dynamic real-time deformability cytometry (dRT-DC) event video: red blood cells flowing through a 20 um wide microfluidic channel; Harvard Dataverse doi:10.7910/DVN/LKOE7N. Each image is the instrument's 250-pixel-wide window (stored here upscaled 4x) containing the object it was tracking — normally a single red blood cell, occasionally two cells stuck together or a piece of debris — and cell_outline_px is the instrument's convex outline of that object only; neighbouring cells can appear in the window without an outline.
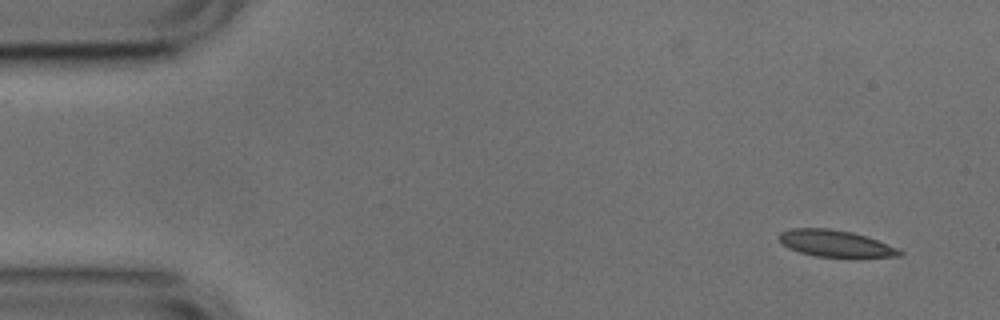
{"species": "common noctule bat (a hibernating species)", "species_latin": "Nyctalus noctula", "temperature_condition": "cold", "stored_images_in_passage": 51, "camera_frame_rate_fps": 3000, "um_per_image_px": 0.085, "animal": {"sex": "male", "body_mass_g": 17.9, "forearm_length_mm": 54.2}, "frame": {"image": 1, "passage_image": 1, "time_ms": 0.0, "image_size_px": [1000, 320], "cell_outline_px": [[904, 256], [856, 260], [816, 256], [800, 252], [784, 244], [776, 236], [780, 232], [792, 228], [828, 228], [852, 232], [876, 240], [896, 248], [904, 252]], "centroid_in_image_um": [71.1, 20.75], "position_along_channel_um": 13.9, "area_um2": 19.42}}
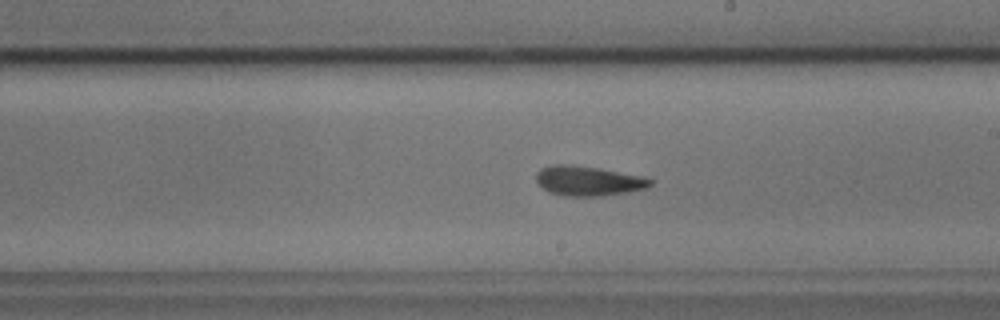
{"frame": {"image": 2, "passage_image": 27, "time_ms": 8.667, "image_size_px": [1000, 320], "cell_outline_px": [[652, 184], [648, 188], [628, 192], [600, 196], [564, 196], [548, 192], [536, 180], [536, 172], [540, 168], [552, 164], [572, 164], [600, 168], [640, 176], [652, 180]], "centroid_in_image_um": [49.97, 15.37], "position_along_channel_um": 239.0, "area_um2": 19.88}}
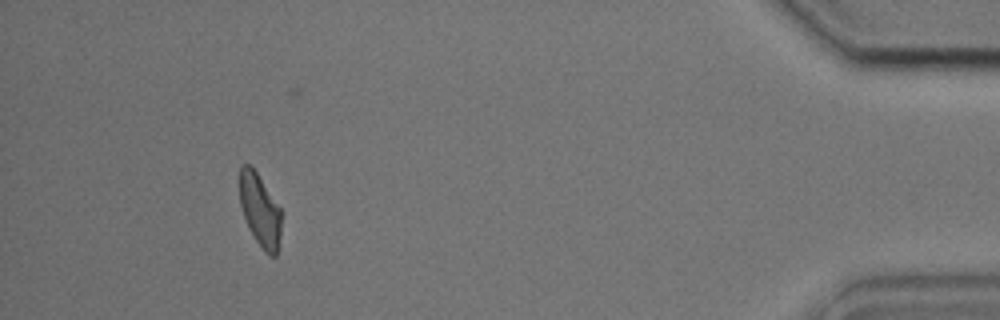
{"frame": {"image": 3, "passage_image": 46, "time_ms": 15.0, "image_size_px": [1000, 320], "cell_outline_px": [[280, 236], [276, 256], [268, 256], [264, 252], [248, 228], [240, 204], [240, 164], [248, 164], [256, 172], [280, 208]], "centroid_in_image_um": [22.08, 17.9], "position_along_channel_um": 413.1, "area_um2": 17.34}, "authors_computed_cell_mechanics": {"area_um2": 18.9584, "velocity_mm_per_s": 3.7711, "shape_relaxation_time_tau1_ms": 4.9116, "shape_relaxation_time_tau2_ms": 2.0948, "deformation_change_tau1": 0.1545, "deformation_change_tau2": 0.0945}}